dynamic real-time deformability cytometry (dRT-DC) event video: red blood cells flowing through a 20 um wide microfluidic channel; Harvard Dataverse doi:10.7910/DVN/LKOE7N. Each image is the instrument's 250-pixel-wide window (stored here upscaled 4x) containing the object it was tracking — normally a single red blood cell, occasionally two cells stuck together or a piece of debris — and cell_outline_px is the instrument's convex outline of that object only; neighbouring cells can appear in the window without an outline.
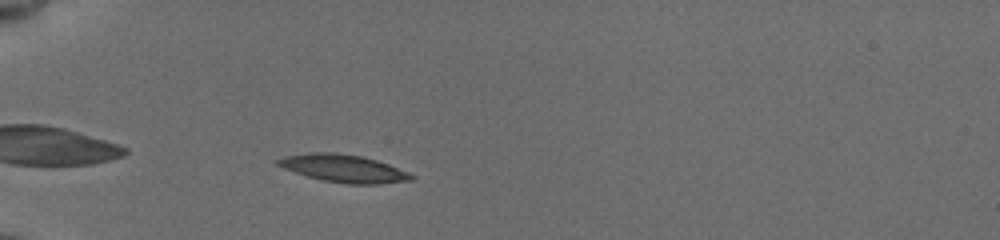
{"species": "common noctule bat (a hibernating species)", "species_latin": "Nyctalus noctula", "temperature_condition": "cold", "stored_images_in_passage": 2, "camera_frame_rate_fps": 3000, "um_per_image_px": 0.085, "animal": {"sex": "female", "body_mass_g": 19.5, "forearm_length_mm": 54.1}, "frame": {"image": 1, "passage_image": 1, "time_ms": 0.0, "image_size_px": [1000, 240], "cell_outline_px": [[416, 176], [412, 180], [380, 184], [344, 184], [324, 180], [308, 176], [284, 168], [276, 164], [276, 160], [284, 156], [308, 152], [336, 152], [364, 156], [388, 164], [408, 172]], "centroid_in_image_um": [29.22, 14.3], "position_along_channel_um": 55.8, "area_um2": 21.56}}